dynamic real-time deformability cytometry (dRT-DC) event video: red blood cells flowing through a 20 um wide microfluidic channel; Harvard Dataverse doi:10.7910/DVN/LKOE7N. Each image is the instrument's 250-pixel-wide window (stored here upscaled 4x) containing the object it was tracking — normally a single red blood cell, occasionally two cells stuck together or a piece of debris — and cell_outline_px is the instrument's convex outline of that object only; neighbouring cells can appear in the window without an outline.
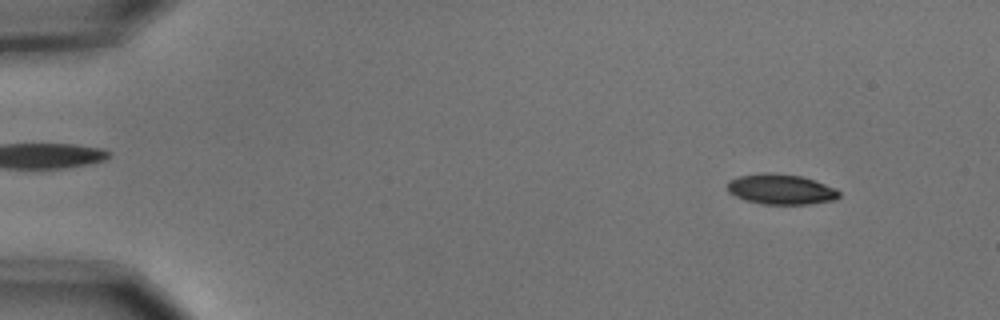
{"species": "common noctule bat (a hibernating species)", "species_latin": "Nyctalus noctula", "temperature_condition": "cold", "stored_images_in_passage": 6, "camera_frame_rate_fps": 3000, "um_per_image_px": 0.085, "animal": {"sex": "male", "body_mass_g": 15.6}, "frame": {"image": 1, "passage_image": 1, "time_ms": 0.0, "image_size_px": [1000, 320], "cell_outline_px": [[840, 196], [836, 200], [808, 204], [760, 204], [744, 200], [728, 192], [728, 180], [740, 176], [760, 172], [768, 172], [800, 176], [836, 188], [840, 192]], "centroid_in_image_um": [66.36, 16.09], "position_along_channel_um": 18.6, "area_um2": 19.77}}
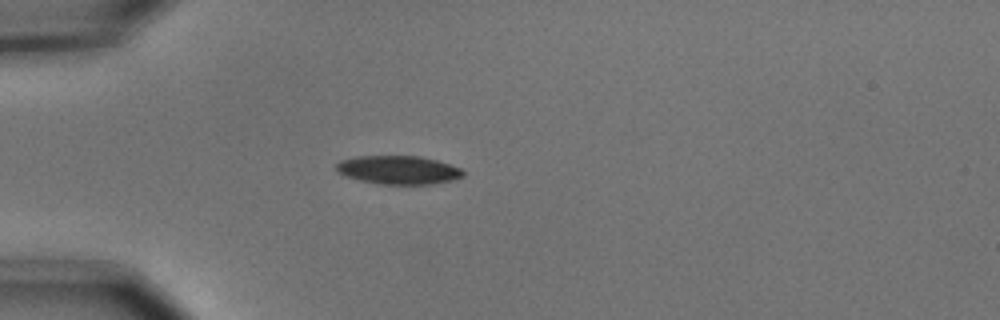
{"frame": {"image": 2, "passage_image": 3, "time_ms": 0.667, "image_size_px": [1000, 320], "cell_outline_px": [[464, 176], [452, 180], [432, 184], [380, 184], [360, 180], [344, 176], [336, 172], [336, 164], [340, 160], [356, 156], [420, 156], [436, 160], [460, 168], [464, 172]], "centroid_in_image_um": [33.83, 14.44], "position_along_channel_um": 51.2, "area_um2": 21.1}}
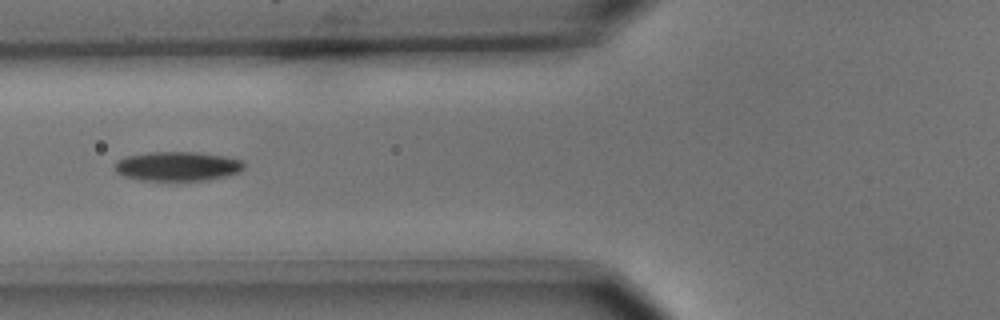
{"frame": {"image": 3, "passage_image": 5, "time_ms": 1.333, "image_size_px": [1000, 320], "cell_outline_px": [[244, 168], [240, 172], [208, 180], [140, 180], [124, 176], [116, 172], [116, 164], [120, 160], [128, 156], [148, 152], [200, 152], [224, 156], [240, 160], [244, 164]], "centroid_in_image_um": [15.12, 14.13], "position_along_channel_um": 110.7, "area_um2": 21.85}}